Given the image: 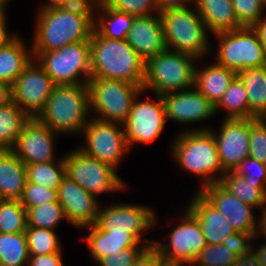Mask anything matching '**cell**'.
<instances>
[{"mask_svg":"<svg viewBox=\"0 0 266 266\" xmlns=\"http://www.w3.org/2000/svg\"><path fill=\"white\" fill-rule=\"evenodd\" d=\"M32 46L27 47L21 36L0 47V81L12 85L33 60Z\"/></svg>","mask_w":266,"mask_h":266,"instance_id":"obj_27","label":"cell"},{"mask_svg":"<svg viewBox=\"0 0 266 266\" xmlns=\"http://www.w3.org/2000/svg\"><path fill=\"white\" fill-rule=\"evenodd\" d=\"M237 257L229 246L207 244L191 266H232Z\"/></svg>","mask_w":266,"mask_h":266,"instance_id":"obj_38","label":"cell"},{"mask_svg":"<svg viewBox=\"0 0 266 266\" xmlns=\"http://www.w3.org/2000/svg\"><path fill=\"white\" fill-rule=\"evenodd\" d=\"M126 40L144 61L160 54L166 49L160 15L135 17Z\"/></svg>","mask_w":266,"mask_h":266,"instance_id":"obj_21","label":"cell"},{"mask_svg":"<svg viewBox=\"0 0 266 266\" xmlns=\"http://www.w3.org/2000/svg\"><path fill=\"white\" fill-rule=\"evenodd\" d=\"M8 18L7 15L0 20V47H4L6 45H8L12 40H14L17 35L14 34H9L8 32Z\"/></svg>","mask_w":266,"mask_h":266,"instance_id":"obj_51","label":"cell"},{"mask_svg":"<svg viewBox=\"0 0 266 266\" xmlns=\"http://www.w3.org/2000/svg\"><path fill=\"white\" fill-rule=\"evenodd\" d=\"M58 202L64 209L67 222L82 229L96 224L99 214V199L65 176L57 190Z\"/></svg>","mask_w":266,"mask_h":266,"instance_id":"obj_19","label":"cell"},{"mask_svg":"<svg viewBox=\"0 0 266 266\" xmlns=\"http://www.w3.org/2000/svg\"><path fill=\"white\" fill-rule=\"evenodd\" d=\"M196 65L194 57L166 48L145 61L142 90L161 96L190 89L194 87Z\"/></svg>","mask_w":266,"mask_h":266,"instance_id":"obj_6","label":"cell"},{"mask_svg":"<svg viewBox=\"0 0 266 266\" xmlns=\"http://www.w3.org/2000/svg\"><path fill=\"white\" fill-rule=\"evenodd\" d=\"M62 220H67L58 201L43 203L27 210V226L54 230Z\"/></svg>","mask_w":266,"mask_h":266,"instance_id":"obj_36","label":"cell"},{"mask_svg":"<svg viewBox=\"0 0 266 266\" xmlns=\"http://www.w3.org/2000/svg\"><path fill=\"white\" fill-rule=\"evenodd\" d=\"M237 76L244 83L249 101V118H266V70L256 67L242 70Z\"/></svg>","mask_w":266,"mask_h":266,"instance_id":"obj_29","label":"cell"},{"mask_svg":"<svg viewBox=\"0 0 266 266\" xmlns=\"http://www.w3.org/2000/svg\"><path fill=\"white\" fill-rule=\"evenodd\" d=\"M234 172L244 177L246 181L255 184V187H266V164L264 163L248 157L240 163Z\"/></svg>","mask_w":266,"mask_h":266,"instance_id":"obj_43","label":"cell"},{"mask_svg":"<svg viewBox=\"0 0 266 266\" xmlns=\"http://www.w3.org/2000/svg\"><path fill=\"white\" fill-rule=\"evenodd\" d=\"M94 8L95 6L39 9L31 45L33 58L67 44L89 41L94 31Z\"/></svg>","mask_w":266,"mask_h":266,"instance_id":"obj_1","label":"cell"},{"mask_svg":"<svg viewBox=\"0 0 266 266\" xmlns=\"http://www.w3.org/2000/svg\"><path fill=\"white\" fill-rule=\"evenodd\" d=\"M260 235H262L263 238L264 236L266 237V207L261 210V214L258 218V227H257L255 239L261 238V237H258Z\"/></svg>","mask_w":266,"mask_h":266,"instance_id":"obj_54","label":"cell"},{"mask_svg":"<svg viewBox=\"0 0 266 266\" xmlns=\"http://www.w3.org/2000/svg\"><path fill=\"white\" fill-rule=\"evenodd\" d=\"M198 192L226 217L235 232H257L259 217L255 216V208L244 204L220 182L204 186Z\"/></svg>","mask_w":266,"mask_h":266,"instance_id":"obj_18","label":"cell"},{"mask_svg":"<svg viewBox=\"0 0 266 266\" xmlns=\"http://www.w3.org/2000/svg\"><path fill=\"white\" fill-rule=\"evenodd\" d=\"M89 43L91 78L123 80L143 87L145 61L127 40L105 38L94 30Z\"/></svg>","mask_w":266,"mask_h":266,"instance_id":"obj_3","label":"cell"},{"mask_svg":"<svg viewBox=\"0 0 266 266\" xmlns=\"http://www.w3.org/2000/svg\"><path fill=\"white\" fill-rule=\"evenodd\" d=\"M195 6L212 35L242 28L231 0H196Z\"/></svg>","mask_w":266,"mask_h":266,"instance_id":"obj_25","label":"cell"},{"mask_svg":"<svg viewBox=\"0 0 266 266\" xmlns=\"http://www.w3.org/2000/svg\"><path fill=\"white\" fill-rule=\"evenodd\" d=\"M35 60L55 85L88 84L91 78L89 41L67 44L60 49L42 52Z\"/></svg>","mask_w":266,"mask_h":266,"instance_id":"obj_8","label":"cell"},{"mask_svg":"<svg viewBox=\"0 0 266 266\" xmlns=\"http://www.w3.org/2000/svg\"><path fill=\"white\" fill-rule=\"evenodd\" d=\"M153 208L147 205L118 203L99 209L96 225L103 231L131 233L147 247L154 246V239L143 238L142 233L157 224ZM143 238V239H142Z\"/></svg>","mask_w":266,"mask_h":266,"instance_id":"obj_13","label":"cell"},{"mask_svg":"<svg viewBox=\"0 0 266 266\" xmlns=\"http://www.w3.org/2000/svg\"><path fill=\"white\" fill-rule=\"evenodd\" d=\"M222 120L218 132L212 128L208 130L215 139L223 170L234 171L249 157L250 118Z\"/></svg>","mask_w":266,"mask_h":266,"instance_id":"obj_16","label":"cell"},{"mask_svg":"<svg viewBox=\"0 0 266 266\" xmlns=\"http://www.w3.org/2000/svg\"><path fill=\"white\" fill-rule=\"evenodd\" d=\"M134 18L126 12L95 5L94 30L105 38L126 40Z\"/></svg>","mask_w":266,"mask_h":266,"instance_id":"obj_28","label":"cell"},{"mask_svg":"<svg viewBox=\"0 0 266 266\" xmlns=\"http://www.w3.org/2000/svg\"><path fill=\"white\" fill-rule=\"evenodd\" d=\"M27 182L24 162L12 150H0V195L3 199L20 200Z\"/></svg>","mask_w":266,"mask_h":266,"instance_id":"obj_24","label":"cell"},{"mask_svg":"<svg viewBox=\"0 0 266 266\" xmlns=\"http://www.w3.org/2000/svg\"><path fill=\"white\" fill-rule=\"evenodd\" d=\"M166 262L154 247H147L135 260L132 266H164Z\"/></svg>","mask_w":266,"mask_h":266,"instance_id":"obj_46","label":"cell"},{"mask_svg":"<svg viewBox=\"0 0 266 266\" xmlns=\"http://www.w3.org/2000/svg\"><path fill=\"white\" fill-rule=\"evenodd\" d=\"M25 236L30 256L62 252L60 240L55 230L27 226Z\"/></svg>","mask_w":266,"mask_h":266,"instance_id":"obj_37","label":"cell"},{"mask_svg":"<svg viewBox=\"0 0 266 266\" xmlns=\"http://www.w3.org/2000/svg\"><path fill=\"white\" fill-rule=\"evenodd\" d=\"M64 154L66 176L95 198L102 193L123 191L126 184L109 164L86 155L78 147Z\"/></svg>","mask_w":266,"mask_h":266,"instance_id":"obj_10","label":"cell"},{"mask_svg":"<svg viewBox=\"0 0 266 266\" xmlns=\"http://www.w3.org/2000/svg\"><path fill=\"white\" fill-rule=\"evenodd\" d=\"M220 183L244 204L260 211L266 207V187H255L234 171L226 172Z\"/></svg>","mask_w":266,"mask_h":266,"instance_id":"obj_31","label":"cell"},{"mask_svg":"<svg viewBox=\"0 0 266 266\" xmlns=\"http://www.w3.org/2000/svg\"><path fill=\"white\" fill-rule=\"evenodd\" d=\"M30 117L13 101L0 106V150H11Z\"/></svg>","mask_w":266,"mask_h":266,"instance_id":"obj_30","label":"cell"},{"mask_svg":"<svg viewBox=\"0 0 266 266\" xmlns=\"http://www.w3.org/2000/svg\"><path fill=\"white\" fill-rule=\"evenodd\" d=\"M169 242L154 241L166 264L191 266L207 245L198 220L185 208L180 223L165 237Z\"/></svg>","mask_w":266,"mask_h":266,"instance_id":"obj_11","label":"cell"},{"mask_svg":"<svg viewBox=\"0 0 266 266\" xmlns=\"http://www.w3.org/2000/svg\"><path fill=\"white\" fill-rule=\"evenodd\" d=\"M225 110L224 119L249 118V101L246 88L241 79L236 76L230 83L228 89L215 105V113Z\"/></svg>","mask_w":266,"mask_h":266,"instance_id":"obj_32","label":"cell"},{"mask_svg":"<svg viewBox=\"0 0 266 266\" xmlns=\"http://www.w3.org/2000/svg\"><path fill=\"white\" fill-rule=\"evenodd\" d=\"M193 197L185 207L198 220L206 244H221L227 236L235 233L226 217L198 191Z\"/></svg>","mask_w":266,"mask_h":266,"instance_id":"obj_22","label":"cell"},{"mask_svg":"<svg viewBox=\"0 0 266 266\" xmlns=\"http://www.w3.org/2000/svg\"><path fill=\"white\" fill-rule=\"evenodd\" d=\"M12 101L11 85L0 81V106Z\"/></svg>","mask_w":266,"mask_h":266,"instance_id":"obj_53","label":"cell"},{"mask_svg":"<svg viewBox=\"0 0 266 266\" xmlns=\"http://www.w3.org/2000/svg\"><path fill=\"white\" fill-rule=\"evenodd\" d=\"M91 115L88 85L63 84L53 87L36 118L60 135H82Z\"/></svg>","mask_w":266,"mask_h":266,"instance_id":"obj_4","label":"cell"},{"mask_svg":"<svg viewBox=\"0 0 266 266\" xmlns=\"http://www.w3.org/2000/svg\"><path fill=\"white\" fill-rule=\"evenodd\" d=\"M28 266H66L62 261V252L29 256Z\"/></svg>","mask_w":266,"mask_h":266,"instance_id":"obj_47","label":"cell"},{"mask_svg":"<svg viewBox=\"0 0 266 266\" xmlns=\"http://www.w3.org/2000/svg\"><path fill=\"white\" fill-rule=\"evenodd\" d=\"M54 201H58L57 189H51L28 181L20 199L26 211L29 208Z\"/></svg>","mask_w":266,"mask_h":266,"instance_id":"obj_42","label":"cell"},{"mask_svg":"<svg viewBox=\"0 0 266 266\" xmlns=\"http://www.w3.org/2000/svg\"><path fill=\"white\" fill-rule=\"evenodd\" d=\"M252 28L256 31L266 55V17L263 16Z\"/></svg>","mask_w":266,"mask_h":266,"instance_id":"obj_52","label":"cell"},{"mask_svg":"<svg viewBox=\"0 0 266 266\" xmlns=\"http://www.w3.org/2000/svg\"><path fill=\"white\" fill-rule=\"evenodd\" d=\"M95 5L114 8L134 17L160 13L154 0H95Z\"/></svg>","mask_w":266,"mask_h":266,"instance_id":"obj_39","label":"cell"},{"mask_svg":"<svg viewBox=\"0 0 266 266\" xmlns=\"http://www.w3.org/2000/svg\"><path fill=\"white\" fill-rule=\"evenodd\" d=\"M255 235L256 233L235 232L234 234L227 236L221 244L229 246L232 249V252L239 257L252 251L254 245L251 243L253 242Z\"/></svg>","mask_w":266,"mask_h":266,"instance_id":"obj_45","label":"cell"},{"mask_svg":"<svg viewBox=\"0 0 266 266\" xmlns=\"http://www.w3.org/2000/svg\"><path fill=\"white\" fill-rule=\"evenodd\" d=\"M232 266H262L253 251L237 257Z\"/></svg>","mask_w":266,"mask_h":266,"instance_id":"obj_50","label":"cell"},{"mask_svg":"<svg viewBox=\"0 0 266 266\" xmlns=\"http://www.w3.org/2000/svg\"><path fill=\"white\" fill-rule=\"evenodd\" d=\"M7 15V8L0 4V20H2Z\"/></svg>","mask_w":266,"mask_h":266,"instance_id":"obj_56","label":"cell"},{"mask_svg":"<svg viewBox=\"0 0 266 266\" xmlns=\"http://www.w3.org/2000/svg\"><path fill=\"white\" fill-rule=\"evenodd\" d=\"M192 7L169 8L159 15L166 48L201 61L200 59L210 53L209 31L196 6Z\"/></svg>","mask_w":266,"mask_h":266,"instance_id":"obj_5","label":"cell"},{"mask_svg":"<svg viewBox=\"0 0 266 266\" xmlns=\"http://www.w3.org/2000/svg\"><path fill=\"white\" fill-rule=\"evenodd\" d=\"M10 0H0V4H3L6 8Z\"/></svg>","mask_w":266,"mask_h":266,"instance_id":"obj_57","label":"cell"},{"mask_svg":"<svg viewBox=\"0 0 266 266\" xmlns=\"http://www.w3.org/2000/svg\"><path fill=\"white\" fill-rule=\"evenodd\" d=\"M146 248H124L111 257L104 256L96 262L98 266H132Z\"/></svg>","mask_w":266,"mask_h":266,"instance_id":"obj_44","label":"cell"},{"mask_svg":"<svg viewBox=\"0 0 266 266\" xmlns=\"http://www.w3.org/2000/svg\"><path fill=\"white\" fill-rule=\"evenodd\" d=\"M159 12H162L169 8L185 7L196 4V0H154Z\"/></svg>","mask_w":266,"mask_h":266,"instance_id":"obj_49","label":"cell"},{"mask_svg":"<svg viewBox=\"0 0 266 266\" xmlns=\"http://www.w3.org/2000/svg\"><path fill=\"white\" fill-rule=\"evenodd\" d=\"M82 134L86 143L78 148L86 155L109 164L117 170L123 156L129 150L124 127L91 116Z\"/></svg>","mask_w":266,"mask_h":266,"instance_id":"obj_12","label":"cell"},{"mask_svg":"<svg viewBox=\"0 0 266 266\" xmlns=\"http://www.w3.org/2000/svg\"><path fill=\"white\" fill-rule=\"evenodd\" d=\"M145 93L142 90L136 96L127 121L123 125L129 150L136 143L148 144L157 140L163 133L167 121L161 96L155 94L153 101L149 100V97L147 100L139 99Z\"/></svg>","mask_w":266,"mask_h":266,"instance_id":"obj_14","label":"cell"},{"mask_svg":"<svg viewBox=\"0 0 266 266\" xmlns=\"http://www.w3.org/2000/svg\"><path fill=\"white\" fill-rule=\"evenodd\" d=\"M209 127L186 129L172 143L171 156L182 171L196 175L201 185L218 183L226 173L220 163L217 146Z\"/></svg>","mask_w":266,"mask_h":266,"instance_id":"obj_2","label":"cell"},{"mask_svg":"<svg viewBox=\"0 0 266 266\" xmlns=\"http://www.w3.org/2000/svg\"><path fill=\"white\" fill-rule=\"evenodd\" d=\"M236 18L242 27H253L262 17L266 0H231Z\"/></svg>","mask_w":266,"mask_h":266,"instance_id":"obj_40","label":"cell"},{"mask_svg":"<svg viewBox=\"0 0 266 266\" xmlns=\"http://www.w3.org/2000/svg\"><path fill=\"white\" fill-rule=\"evenodd\" d=\"M54 86L50 76L33 59L11 85L12 101L30 118L37 117Z\"/></svg>","mask_w":266,"mask_h":266,"instance_id":"obj_15","label":"cell"},{"mask_svg":"<svg viewBox=\"0 0 266 266\" xmlns=\"http://www.w3.org/2000/svg\"><path fill=\"white\" fill-rule=\"evenodd\" d=\"M252 251L259 258L262 266H266V242L264 244H260L256 249L252 248Z\"/></svg>","mask_w":266,"mask_h":266,"instance_id":"obj_55","label":"cell"},{"mask_svg":"<svg viewBox=\"0 0 266 266\" xmlns=\"http://www.w3.org/2000/svg\"><path fill=\"white\" fill-rule=\"evenodd\" d=\"M161 98L168 121L173 120L185 125L201 123L216 115L215 105L195 87L163 94Z\"/></svg>","mask_w":266,"mask_h":266,"instance_id":"obj_20","label":"cell"},{"mask_svg":"<svg viewBox=\"0 0 266 266\" xmlns=\"http://www.w3.org/2000/svg\"><path fill=\"white\" fill-rule=\"evenodd\" d=\"M57 135L61 136L33 117L24 124L16 144L11 150L25 165L64 160V156L58 159L54 155Z\"/></svg>","mask_w":266,"mask_h":266,"instance_id":"obj_17","label":"cell"},{"mask_svg":"<svg viewBox=\"0 0 266 266\" xmlns=\"http://www.w3.org/2000/svg\"><path fill=\"white\" fill-rule=\"evenodd\" d=\"M218 40L215 62L236 74L242 70L263 67L266 55L252 27H242L214 35Z\"/></svg>","mask_w":266,"mask_h":266,"instance_id":"obj_9","label":"cell"},{"mask_svg":"<svg viewBox=\"0 0 266 266\" xmlns=\"http://www.w3.org/2000/svg\"><path fill=\"white\" fill-rule=\"evenodd\" d=\"M95 6V0H47L38 9Z\"/></svg>","mask_w":266,"mask_h":266,"instance_id":"obj_48","label":"cell"},{"mask_svg":"<svg viewBox=\"0 0 266 266\" xmlns=\"http://www.w3.org/2000/svg\"><path fill=\"white\" fill-rule=\"evenodd\" d=\"M88 230V236L83 240L88 245L89 252L95 262L104 257H111L124 248H147L131 233H112L101 230L96 224L82 228Z\"/></svg>","mask_w":266,"mask_h":266,"instance_id":"obj_23","label":"cell"},{"mask_svg":"<svg viewBox=\"0 0 266 266\" xmlns=\"http://www.w3.org/2000/svg\"><path fill=\"white\" fill-rule=\"evenodd\" d=\"M204 67L200 69L196 66L194 87L216 105L237 74L216 62Z\"/></svg>","mask_w":266,"mask_h":266,"instance_id":"obj_26","label":"cell"},{"mask_svg":"<svg viewBox=\"0 0 266 266\" xmlns=\"http://www.w3.org/2000/svg\"><path fill=\"white\" fill-rule=\"evenodd\" d=\"M27 181L51 189H57L66 176L64 160L26 165Z\"/></svg>","mask_w":266,"mask_h":266,"instance_id":"obj_34","label":"cell"},{"mask_svg":"<svg viewBox=\"0 0 266 266\" xmlns=\"http://www.w3.org/2000/svg\"><path fill=\"white\" fill-rule=\"evenodd\" d=\"M249 157L266 164V118H250Z\"/></svg>","mask_w":266,"mask_h":266,"instance_id":"obj_41","label":"cell"},{"mask_svg":"<svg viewBox=\"0 0 266 266\" xmlns=\"http://www.w3.org/2000/svg\"><path fill=\"white\" fill-rule=\"evenodd\" d=\"M27 211L20 200L3 199L0 202V233H25Z\"/></svg>","mask_w":266,"mask_h":266,"instance_id":"obj_35","label":"cell"},{"mask_svg":"<svg viewBox=\"0 0 266 266\" xmlns=\"http://www.w3.org/2000/svg\"><path fill=\"white\" fill-rule=\"evenodd\" d=\"M90 113L99 120L124 125L132 103L142 91L138 85L117 79L90 78L88 81Z\"/></svg>","mask_w":266,"mask_h":266,"instance_id":"obj_7","label":"cell"},{"mask_svg":"<svg viewBox=\"0 0 266 266\" xmlns=\"http://www.w3.org/2000/svg\"><path fill=\"white\" fill-rule=\"evenodd\" d=\"M25 233H0V266H28Z\"/></svg>","mask_w":266,"mask_h":266,"instance_id":"obj_33","label":"cell"}]
</instances>
